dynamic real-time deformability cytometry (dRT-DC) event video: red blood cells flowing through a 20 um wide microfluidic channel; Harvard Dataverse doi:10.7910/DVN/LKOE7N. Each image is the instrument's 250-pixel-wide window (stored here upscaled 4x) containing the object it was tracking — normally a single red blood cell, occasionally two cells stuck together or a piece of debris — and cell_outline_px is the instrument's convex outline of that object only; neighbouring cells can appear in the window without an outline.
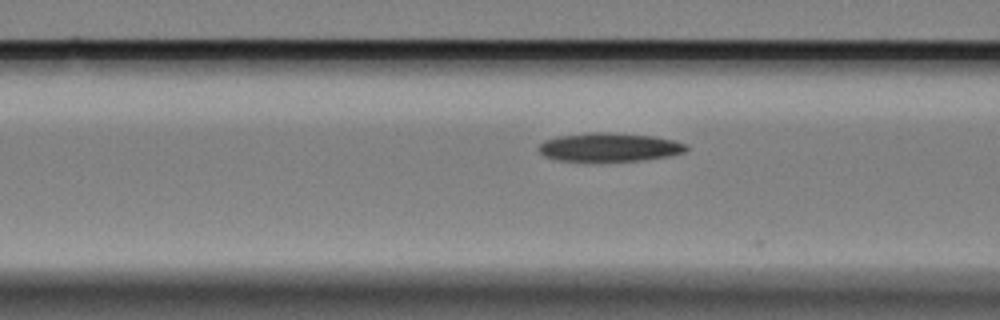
{"species": "Egyptian fruit bat (a non-hibernating species)", "species_latin": "Rousettus aegyptiacus", "temperature_condition": "cold", "stored_images_in_passage": 17, "camera_frame_rate_fps": 3000, "um_per_image_px": 0.085, "animal": {"sex": "female"}, "frame": {"image": 1, "passage_image": 15, "time_ms": 4.667, "image_size_px": [1000, 320], "cell_outline_px": [[688, 148], [684, 152], [668, 156], [640, 160], [556, 160], [544, 156], [536, 148], [544, 140], [556, 136], [588, 132], [608, 132], [652, 136], [676, 140], [688, 144]], "centroid_in_image_um": [51.78, 12.49], "position_along_channel_um": 114.8, "area_um2": 24.51}}